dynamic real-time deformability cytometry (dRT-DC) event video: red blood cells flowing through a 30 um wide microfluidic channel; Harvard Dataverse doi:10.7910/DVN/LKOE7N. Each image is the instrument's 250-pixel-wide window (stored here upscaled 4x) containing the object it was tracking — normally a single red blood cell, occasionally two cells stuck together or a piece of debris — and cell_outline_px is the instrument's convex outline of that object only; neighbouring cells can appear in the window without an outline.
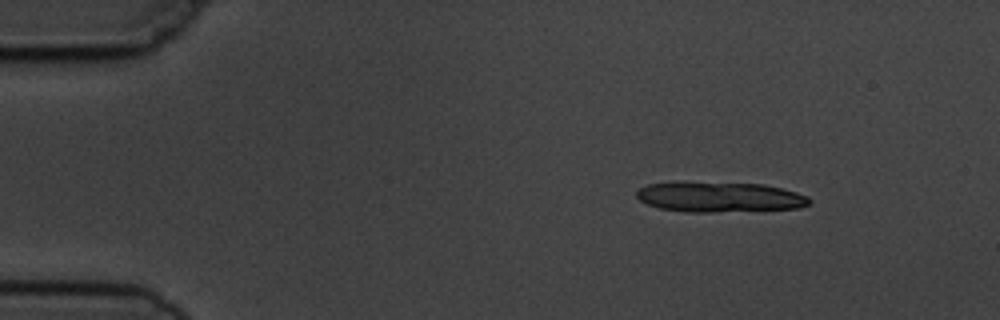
{"species": "common noctule bat (a hibernating species)", "species_latin": "Nyctalus noctula", "temperature_condition": "cold", "stored_images_in_passage": 7, "segment_of_instrument_passage": [1, 2], "camera_frame_rate_fps": 3000, "um_per_image_px": 0.085, "animal": {"sex": "male", "body_mass_g": 19.5, "forearm_length_mm": 54.6}, "frame": {"image": 1, "passage_image": 1, "time_ms": 0.0, "image_size_px": [1000, 320], "cell_outline_px": [[812, 200], [808, 204], [800, 208], [712, 212], [684, 212], [660, 208], [648, 204], [640, 200], [636, 196], [636, 192], [640, 188], [648, 184], [672, 180], [680, 180], [764, 184], [796, 192], [808, 196]], "centroid_in_image_um": [61.1, 16.71], "position_along_channel_um": 23.9, "area_um2": 31.15}}